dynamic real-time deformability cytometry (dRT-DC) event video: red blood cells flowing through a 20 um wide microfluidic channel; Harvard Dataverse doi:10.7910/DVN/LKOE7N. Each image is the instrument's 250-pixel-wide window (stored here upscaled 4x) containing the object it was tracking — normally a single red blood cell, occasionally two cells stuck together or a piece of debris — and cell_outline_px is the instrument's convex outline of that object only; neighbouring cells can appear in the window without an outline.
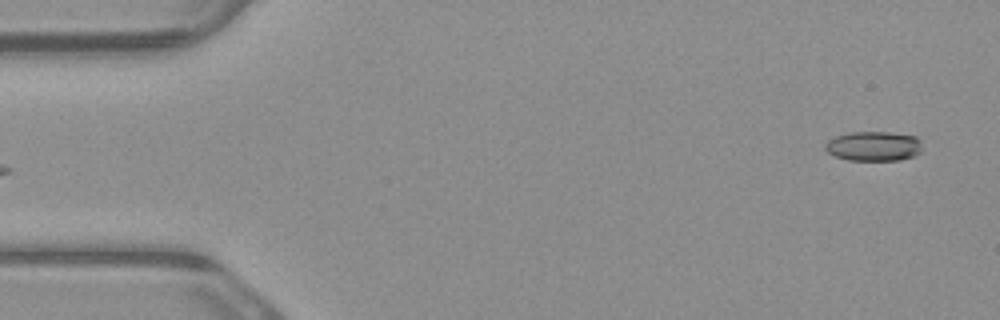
{"species": "common noctule bat (a hibernating species)", "species_latin": "Nyctalus noctula", "temperature_condition": "warm", "stored_images_in_passage": 5, "camera_frame_rate_fps": 3000, "um_per_image_px": 0.085, "animal": {"sex": "male", "body_mass_g": 23.1, "forearm_length_mm": 52.7}, "frame": {"image": 1, "passage_image": 5, "time_ms": 1.333, "image_size_px": [1000, 320], "cell_outline_px": [[920, 152], [912, 156], [900, 160], [848, 160], [836, 156], [828, 152], [824, 148], [824, 144], [828, 140], [836, 136], [852, 132], [888, 132], [916, 136], [920, 140]], "centroid_in_image_um": [74.24, 12.42], "position_along_channel_um": 10.8, "area_um2": 16.65}}